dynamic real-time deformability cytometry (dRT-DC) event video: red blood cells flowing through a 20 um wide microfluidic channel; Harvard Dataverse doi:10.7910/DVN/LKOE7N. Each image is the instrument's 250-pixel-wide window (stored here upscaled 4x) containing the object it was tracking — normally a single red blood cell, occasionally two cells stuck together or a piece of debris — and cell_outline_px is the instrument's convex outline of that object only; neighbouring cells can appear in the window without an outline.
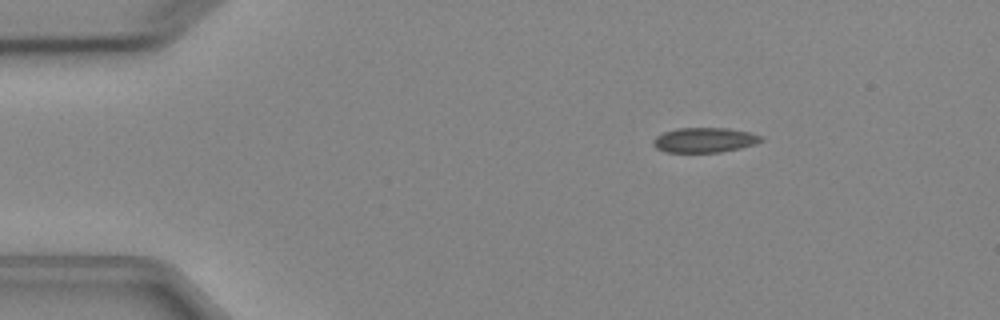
{"species": "Egyptian fruit bat (a non-hibernating species)", "species_latin": "Rousettus aegyptiacus", "temperature_condition": "cold", "stored_images_in_passage": 3, "camera_frame_rate_fps": 3000, "um_per_image_px": 0.085, "animal": {"sex": "female"}, "frame": {"image": 1, "passage_image": 1, "time_ms": 0.0, "image_size_px": [1000, 320], "cell_outline_px": [[764, 140], [756, 144], [740, 148], [720, 152], [664, 152], [656, 148], [652, 144], [652, 140], [656, 136], [664, 132], [676, 128], [728, 128], [748, 132], [764, 136]], "centroid_in_image_um": [59.88, 11.9], "position_along_channel_um": 25.1, "area_um2": 15.78}}
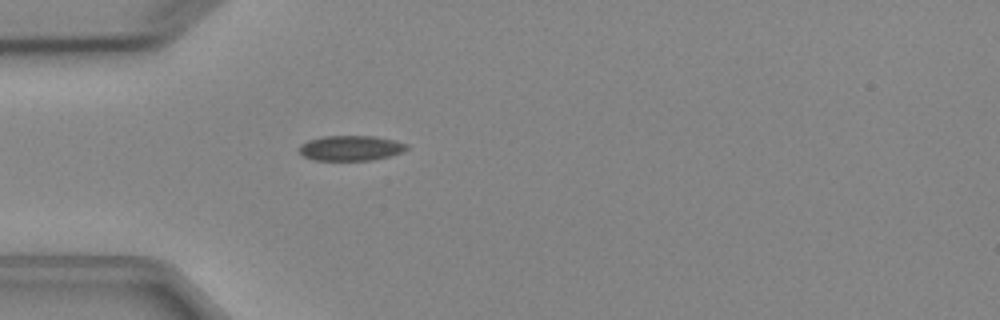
{"frame": {"image": 2, "passage_image": 3, "time_ms": 2.333, "image_size_px": [1000, 320], "cell_outline_px": [[408, 148], [404, 152], [372, 160], [312, 160], [304, 156], [300, 152], [300, 144], [308, 140], [324, 136], [376, 136], [396, 140], [408, 144]], "centroid_in_image_um": [29.85, 12.58], "position_along_channel_um": 55.2, "area_um2": 15.84}}